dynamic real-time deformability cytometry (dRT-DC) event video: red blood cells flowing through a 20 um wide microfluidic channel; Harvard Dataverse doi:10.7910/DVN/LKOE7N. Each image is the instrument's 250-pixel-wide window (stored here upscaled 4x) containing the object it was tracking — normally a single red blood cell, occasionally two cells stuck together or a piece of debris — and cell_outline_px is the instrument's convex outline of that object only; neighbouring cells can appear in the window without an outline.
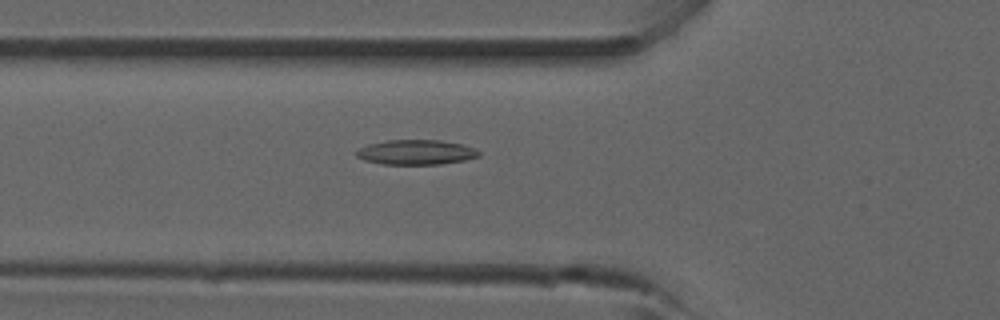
{"species": "common noctule bat (a hibernating species)", "species_latin": "Nyctalus noctula", "temperature_condition": "room temperature", "stored_images_in_passage": 29, "camera_frame_rate_fps": 3000, "um_per_image_px": 0.085, "animal": {"sex": "male", "forearm_length_mm": 52.5}, "frame": {"image": 1, "passage_image": 5, "time_ms": 1.333, "image_size_px": [1000, 320], "cell_outline_px": [[480, 156], [464, 160], [440, 164], [384, 164], [364, 160], [356, 156], [356, 152], [360, 148], [368, 144], [388, 140], [440, 140], [460, 144], [472, 148], [480, 152]], "centroid_in_image_um": [35.35, 12.94], "position_along_channel_um": 90.5, "area_um2": 17.51}}